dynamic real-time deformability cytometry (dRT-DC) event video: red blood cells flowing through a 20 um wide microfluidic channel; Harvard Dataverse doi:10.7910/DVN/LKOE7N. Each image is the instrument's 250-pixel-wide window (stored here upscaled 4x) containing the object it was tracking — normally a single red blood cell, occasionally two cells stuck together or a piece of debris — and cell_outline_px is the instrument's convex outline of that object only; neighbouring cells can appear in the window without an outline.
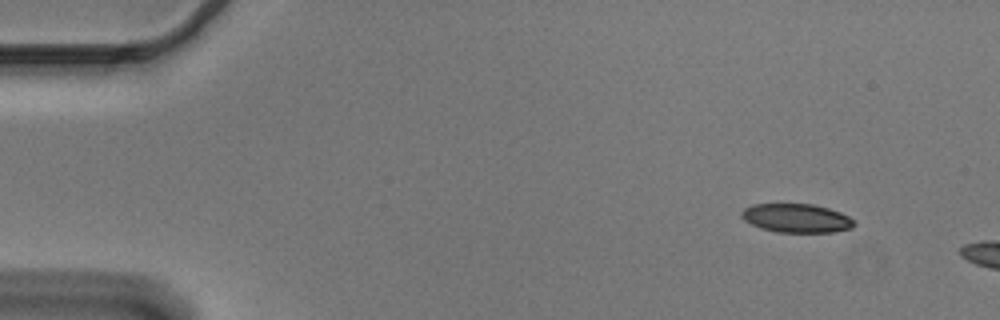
{"species": "Egyptian fruit bat (a non-hibernating species)", "species_latin": "Rousettus aegyptiacus", "temperature_condition": "cold", "stored_images_in_passage": 47, "camera_frame_rate_fps": 3000, "um_per_image_px": 0.085, "animal": {"sex": "male"}, "frame": {"image": 1, "passage_image": 1, "time_ms": 0.0, "image_size_px": [1000, 320], "cell_outline_px": [[856, 224], [852, 228], [832, 232], [776, 232], [760, 228], [744, 220], [740, 216], [740, 212], [744, 208], [752, 204], [812, 204], [828, 208], [840, 212], [856, 220]], "centroid_in_image_um": [67.7, 18.54], "position_along_channel_um": 17.3, "area_um2": 19.02}}
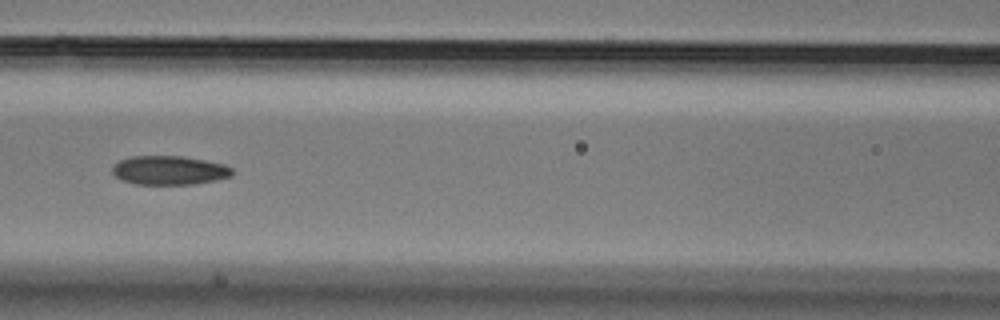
{"frame": {"image": 2, "passage_image": 20, "time_ms": 6.333, "image_size_px": [1000, 320], "cell_outline_px": [[232, 176], [216, 180], [196, 184], [136, 184], [120, 180], [112, 172], [112, 168], [120, 160], [128, 156], [184, 156], [224, 164], [232, 168]], "centroid_in_image_um": [14.39, 14.47], "position_along_channel_um": 152.2, "area_um2": 20.29}}
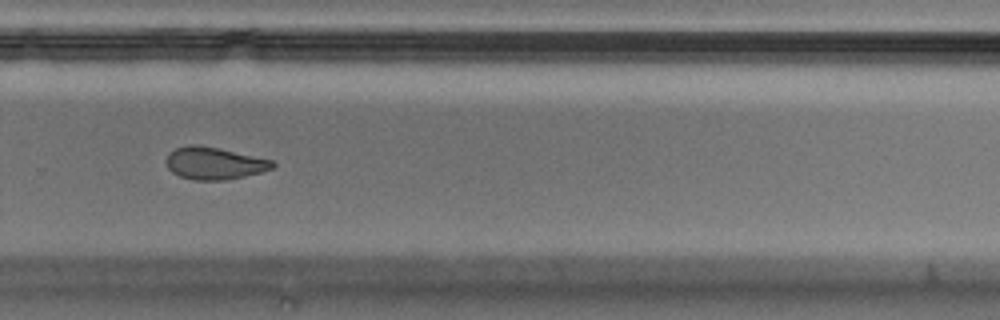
{"frame": {"image": 3, "passage_image": 33, "time_ms": 10.667, "image_size_px": [1000, 320], "cell_outline_px": [[276, 164], [272, 168], [260, 172], [244, 176], [224, 180], [192, 180], [180, 176], [172, 172], [168, 168], [168, 152], [176, 148], [188, 144], [196, 144], [220, 148], [272, 160]], "centroid_in_image_um": [18.2, 13.87], "position_along_channel_um": 311.6, "area_um2": 19.88}}